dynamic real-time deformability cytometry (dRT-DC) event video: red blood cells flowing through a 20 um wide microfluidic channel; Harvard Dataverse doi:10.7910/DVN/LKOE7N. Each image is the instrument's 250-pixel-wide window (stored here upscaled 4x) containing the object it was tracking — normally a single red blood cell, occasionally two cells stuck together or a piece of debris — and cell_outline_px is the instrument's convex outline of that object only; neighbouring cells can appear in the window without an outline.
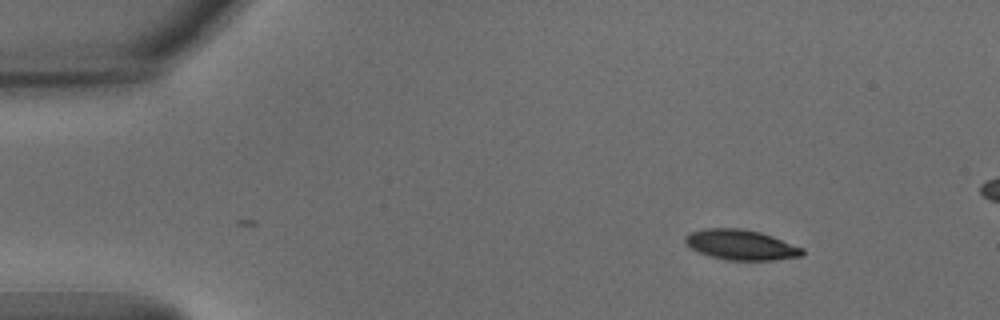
{"species": "common noctule bat (a hibernating species)", "species_latin": "Nyctalus noctula", "temperature_condition": "warm", "stored_images_in_passage": 46, "camera_frame_rate_fps": 3000, "um_per_image_px": 0.085, "animal": {"sex": "male", "body_mass_g": 15.6}, "frame": {"image": 1, "passage_image": 1, "time_ms": 0.0, "image_size_px": [1000, 320], "cell_outline_px": [[804, 256], [772, 260], [728, 260], [712, 256], [700, 252], [692, 248], [684, 240], [684, 236], [688, 232], [704, 228], [744, 228], [760, 232], [772, 236], [804, 248]], "centroid_in_image_um": [63.0, 20.79], "position_along_channel_um": 22.0, "area_um2": 20.63}}
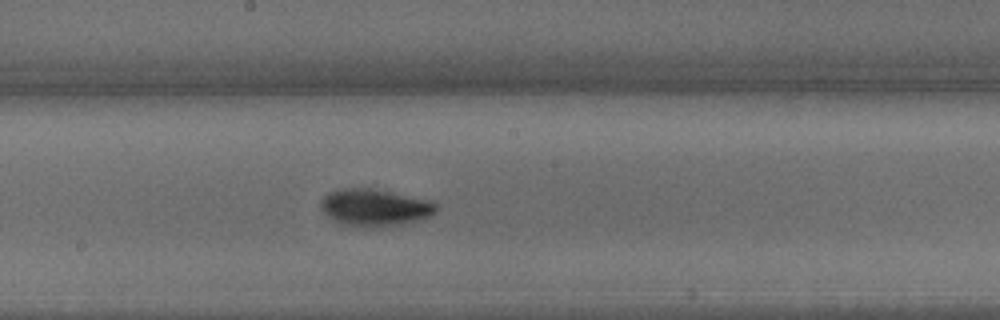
{"frame": {"image": 2, "passage_image": 23, "time_ms": 7.333, "image_size_px": [1000, 320], "cell_outline_px": [[440, 208], [436, 212], [428, 216], [416, 220], [400, 224], [376, 228], [372, 228], [344, 224], [328, 216], [320, 208], [320, 200], [328, 192], [340, 188], [368, 188], [432, 200]], "centroid_in_image_um": [31.85, 17.63], "position_along_channel_um": 216.3, "area_um2": 24.85}}
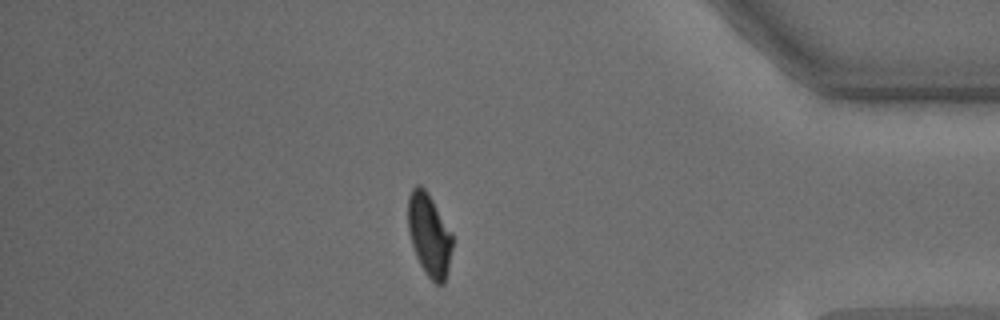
{"frame": {"image": 3, "passage_image": 40, "time_ms": 13.0, "image_size_px": [1000, 320], "cell_outline_px": [[452, 248], [448, 268], [444, 284], [436, 284], [424, 272], [416, 256], [412, 244], [408, 228], [408, 196], [412, 188], [416, 184], [420, 184], [428, 192], [452, 232]], "centroid_in_image_um": [36.48, 19.94], "position_along_channel_um": 398.7, "area_um2": 21.39}, "authors_computed_cell_mechanics": {"area_um2": 22.2241, "velocity_mm_per_s": 3.8011, "shape_relaxation_time_tau1_ms": 2.4476, "shape_relaxation_time_tau2_ms": 2.1975, "deformation_change_tau1": 0.1464, "deformation_change_tau2": 0.0671}}